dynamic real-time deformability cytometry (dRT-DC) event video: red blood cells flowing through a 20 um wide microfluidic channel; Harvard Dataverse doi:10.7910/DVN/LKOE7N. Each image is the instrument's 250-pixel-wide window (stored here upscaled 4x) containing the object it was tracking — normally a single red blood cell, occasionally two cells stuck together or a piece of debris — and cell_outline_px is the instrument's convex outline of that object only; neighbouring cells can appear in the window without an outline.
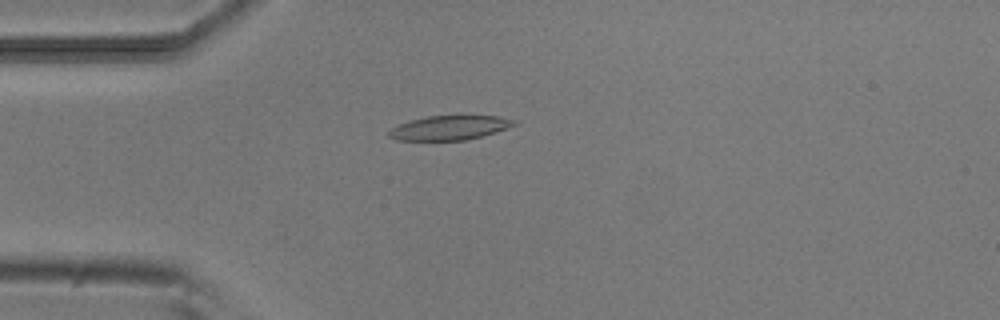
{"species": "common noctule bat (a hibernating species)", "species_latin": "Nyctalus noctula", "temperature_condition": "room temperature", "stored_images_in_passage": 42, "camera_frame_rate_fps": 3000, "um_per_image_px": 0.085, "animal": {"sex": "male", "body_mass_g": 20.5, "forearm_length_mm": 52.5}, "frame": {"image": 1, "passage_image": 13, "time_ms": 4.0, "image_size_px": [1000, 320], "cell_outline_px": [[520, 124], [496, 132], [464, 140], [396, 140], [388, 136], [388, 132], [396, 124], [408, 120], [428, 116], [500, 116], [516, 120]], "centroid_in_image_um": [38.21, 10.85], "position_along_channel_um": 46.8, "area_um2": 17.86}}
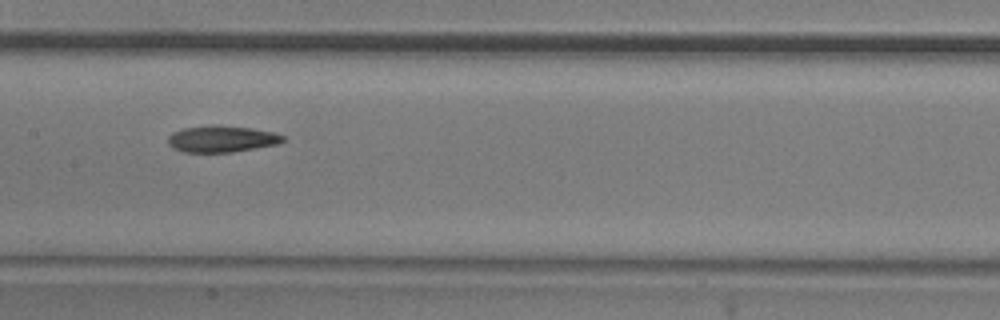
{"frame": {"image": 2, "passage_image": 25, "time_ms": 8.0, "image_size_px": [1000, 320], "cell_outline_px": [[284, 140], [276, 144], [256, 148], [232, 152], [184, 152], [172, 148], [168, 144], [168, 136], [172, 132], [184, 128], [212, 124], [216, 124], [252, 128], [272, 132], [284, 136]], "centroid_in_image_um": [18.8, 11.8], "position_along_channel_um": 188.6, "area_um2": 17.86}}
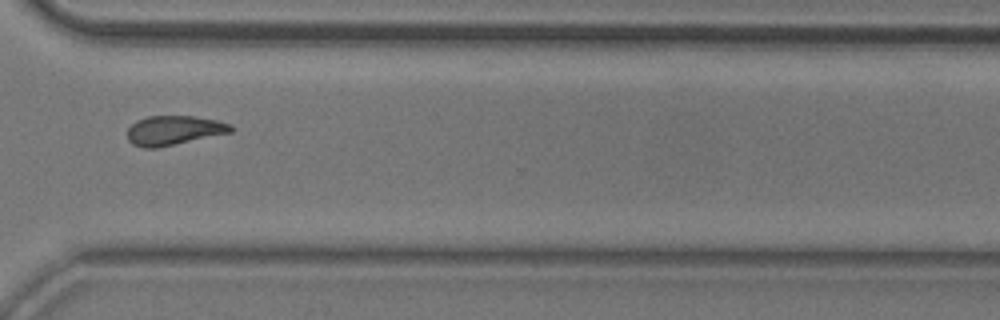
{"frame": {"image": 3, "passage_image": 38, "time_ms": 12.333, "image_size_px": [1000, 320], "cell_outline_px": [[236, 128], [232, 132], [156, 148], [144, 148], [132, 144], [128, 140], [128, 128], [136, 120], [148, 116], [196, 116], [216, 120], [232, 124]], "centroid_in_image_um": [14.8, 11.07], "position_along_channel_um": 355.8, "area_um2": 17.8}, "authors_computed_cell_mechanics": {"area_um2": 18.2648, "velocity_mm_per_s": 3.8789, "shape_relaxation_time_tau1_ms": 6.8554, "shape_relaxation_time_tau2_ms": null, "deformation_change_tau1": 0.1758, "deformation_change_tau2": null}}